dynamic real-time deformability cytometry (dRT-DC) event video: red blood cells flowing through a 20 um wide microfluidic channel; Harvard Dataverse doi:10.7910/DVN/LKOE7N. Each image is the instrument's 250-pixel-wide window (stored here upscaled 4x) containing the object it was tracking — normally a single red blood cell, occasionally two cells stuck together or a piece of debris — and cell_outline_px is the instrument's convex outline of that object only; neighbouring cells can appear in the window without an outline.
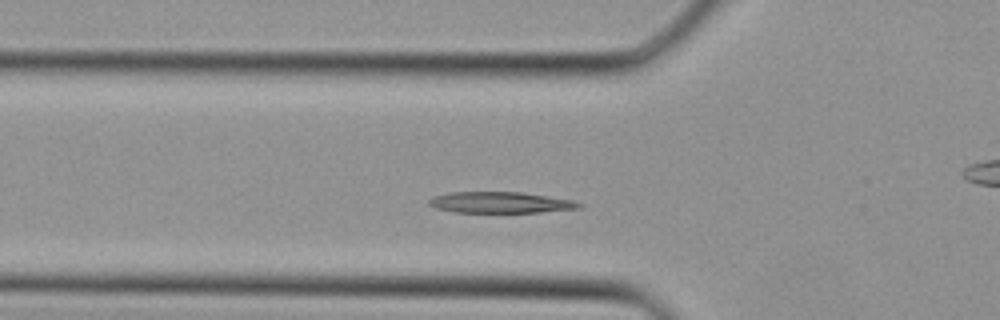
{"species": "Egyptian fruit bat (a non-hibernating species)", "species_latin": "Rousettus aegyptiacus", "temperature_condition": "cold", "stored_images_in_passage": 31, "camera_frame_rate_fps": 3000, "um_per_image_px": 0.085, "animal": {"sex": "female"}, "frame": {"image": 1, "passage_image": 5, "time_ms": 1.333, "image_size_px": [1000, 320], "cell_outline_px": [[584, 204], [580, 208], [540, 212], [456, 212], [436, 208], [428, 204], [428, 200], [432, 196], [448, 192], [520, 192], [572, 200]], "centroid_in_image_um": [42.5, 17.2], "position_along_channel_um": 83.3, "area_um2": 18.38}}
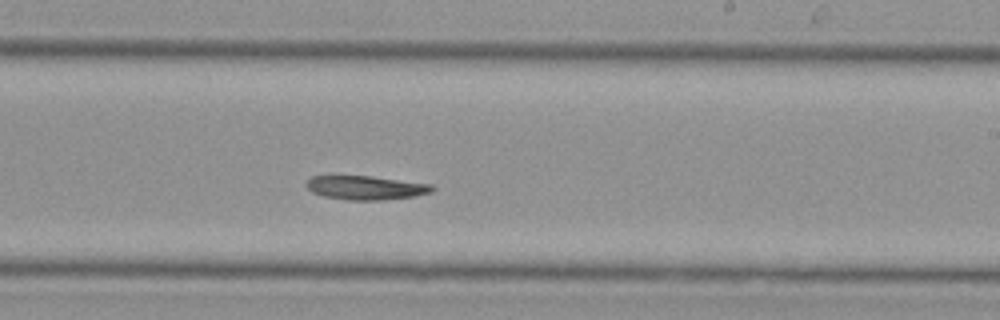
{"frame": {"image": 2, "passage_image": 15, "time_ms": 4.667, "image_size_px": [1000, 320], "cell_outline_px": [[436, 188], [432, 192], [416, 196], [384, 200], [348, 200], [324, 196], [312, 192], [304, 184], [312, 176], [368, 176], [432, 184]], "centroid_in_image_um": [31.12, 15.96], "position_along_channel_um": 257.9, "area_um2": 17.51}}
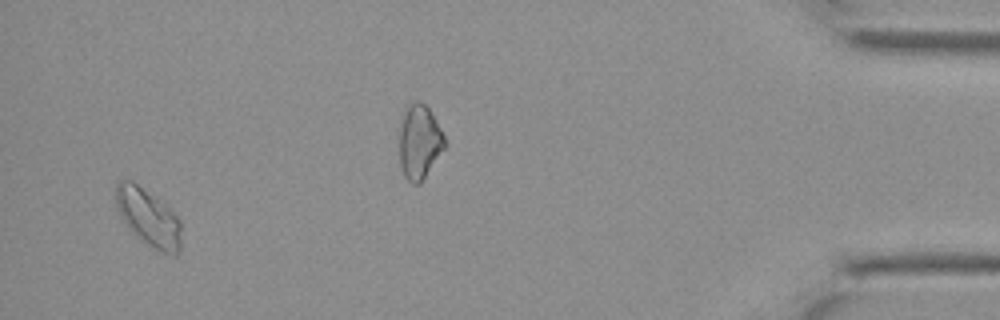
{"frame": {"image": 3, "passage_image": 29, "time_ms": 9.333, "image_size_px": [1000, 320], "cell_outline_px": [[180, 252], [176, 256], [172, 256], [148, 244], [136, 236], [128, 228], [120, 216], [116, 204], [116, 184], [120, 180], [132, 180], [164, 204], [180, 220]], "centroid_in_image_um": [12.6, 18.49], "position_along_channel_um": 422.6, "area_um2": 21.44}}